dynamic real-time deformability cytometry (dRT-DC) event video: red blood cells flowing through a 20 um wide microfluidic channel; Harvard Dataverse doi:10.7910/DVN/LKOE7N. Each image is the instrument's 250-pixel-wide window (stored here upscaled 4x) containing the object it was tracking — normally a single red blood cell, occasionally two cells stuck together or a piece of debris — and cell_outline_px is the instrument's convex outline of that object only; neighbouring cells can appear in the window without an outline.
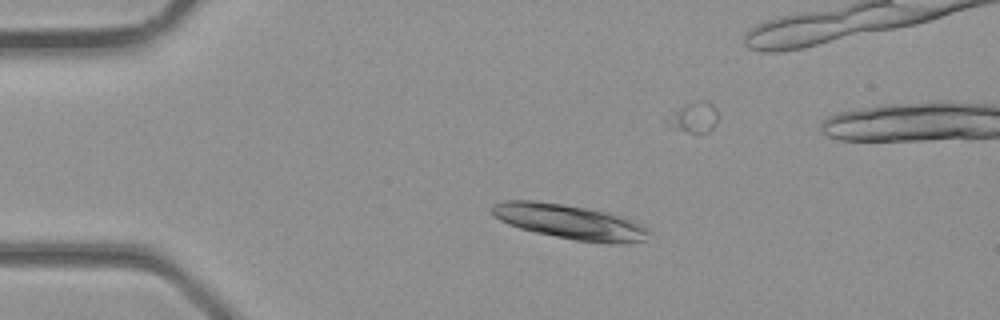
{"species": "common noctule bat (a hibernating species)", "species_latin": "Nyctalus noctula", "temperature_condition": "room temperature", "stored_images_in_passage": 5, "camera_frame_rate_fps": 3000, "um_per_image_px": 0.085, "animal": {"sex": "male", "body_mass_g": 23.1, "forearm_length_mm": 52.7}, "frame": {"image": 1, "passage_image": 1, "time_ms": 0.0, "image_size_px": [1000, 320], "cell_outline_px": [[652, 232], [644, 240], [616, 244], [608, 244], [576, 240], [536, 232], [520, 228], [508, 224], [500, 220], [492, 212], [492, 204], [504, 200], [536, 200], [584, 208], [624, 216], [648, 228]], "centroid_in_image_um": [48.44, 18.85], "position_along_channel_um": 36.6, "area_um2": 31.44}}